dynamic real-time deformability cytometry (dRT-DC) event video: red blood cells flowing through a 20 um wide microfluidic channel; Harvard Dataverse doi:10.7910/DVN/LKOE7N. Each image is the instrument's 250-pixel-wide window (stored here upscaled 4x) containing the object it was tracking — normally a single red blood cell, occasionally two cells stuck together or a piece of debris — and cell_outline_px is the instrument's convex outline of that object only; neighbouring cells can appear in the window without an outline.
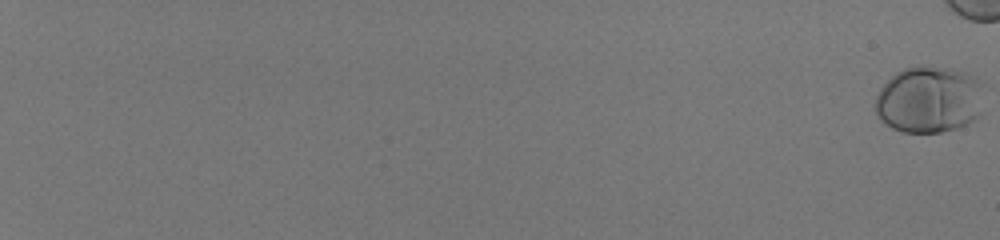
{"species": "human", "species_latin": "Homo sapiens", "temperature_condition": "room temperature", "stored_images_in_passage": 55, "camera_frame_rate_fps": 3000, "um_per_image_px": 0.085, "donor": {"sex": "male"}, "frame": {"image": 1, "passage_image": 1, "time_ms": 0.0, "image_size_px": [1000, 240], "cell_outline_px": [[984, 84], [980, 112], [976, 120], [968, 124], [956, 128], [940, 132], [904, 132], [892, 128], [884, 124], [880, 120], [876, 112], [876, 96], [880, 88], [896, 72], [904, 68], [920, 64], [948, 68], [976, 76]], "centroid_in_image_um": [78.99, 8.45], "position_along_channel_um": 6.0, "area_um2": 42.83}}
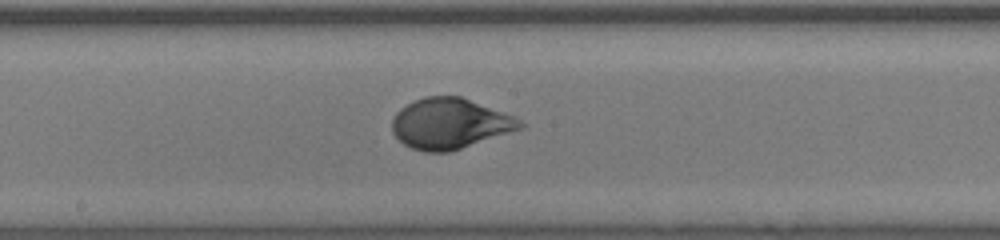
{"frame": {"image": 2, "passage_image": 39, "time_ms": 12.667, "image_size_px": [1000, 240], "cell_outline_px": [[528, 124], [520, 128], [448, 152], [424, 152], [412, 148], [404, 144], [392, 132], [392, 120], [396, 112], [400, 108], [424, 96], [460, 96], [516, 116]], "centroid_in_image_um": [38.23, 10.49], "position_along_channel_um": 210.0, "area_um2": 37.4}}
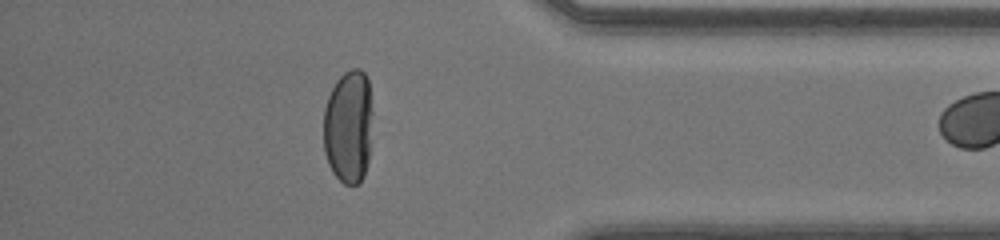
{"frame": {"image": 3, "passage_image": 54, "time_ms": 17.667, "image_size_px": [1000, 240], "cell_outline_px": [[372, 112], [368, 160], [364, 176], [360, 184], [344, 184], [332, 172], [328, 164], [324, 152], [324, 108], [328, 96], [336, 80], [344, 72], [352, 68], [360, 68], [364, 72], [368, 80]], "centroid_in_image_um": [29.61, 10.76], "position_along_channel_um": 405.6, "area_um2": 32.71}}